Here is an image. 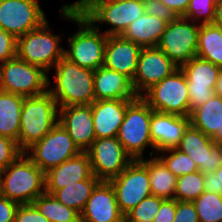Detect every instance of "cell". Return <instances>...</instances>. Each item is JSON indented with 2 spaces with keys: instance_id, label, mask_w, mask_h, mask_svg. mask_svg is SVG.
Segmentation results:
<instances>
[{
  "instance_id": "1",
  "label": "cell",
  "mask_w": 222,
  "mask_h": 222,
  "mask_svg": "<svg viewBox=\"0 0 222 222\" xmlns=\"http://www.w3.org/2000/svg\"><path fill=\"white\" fill-rule=\"evenodd\" d=\"M60 14L65 20L78 25V30L66 39L69 49H64V56L85 69L94 71L101 67L108 35L84 17L78 7L62 6Z\"/></svg>"
},
{
  "instance_id": "2",
  "label": "cell",
  "mask_w": 222,
  "mask_h": 222,
  "mask_svg": "<svg viewBox=\"0 0 222 222\" xmlns=\"http://www.w3.org/2000/svg\"><path fill=\"white\" fill-rule=\"evenodd\" d=\"M55 85L48 76L47 91L59 107L91 105L95 99L94 71L82 68L63 56L55 65Z\"/></svg>"
},
{
  "instance_id": "3",
  "label": "cell",
  "mask_w": 222,
  "mask_h": 222,
  "mask_svg": "<svg viewBox=\"0 0 222 222\" xmlns=\"http://www.w3.org/2000/svg\"><path fill=\"white\" fill-rule=\"evenodd\" d=\"M45 191V173L23 152L0 172V195L31 204Z\"/></svg>"
},
{
  "instance_id": "4",
  "label": "cell",
  "mask_w": 222,
  "mask_h": 222,
  "mask_svg": "<svg viewBox=\"0 0 222 222\" xmlns=\"http://www.w3.org/2000/svg\"><path fill=\"white\" fill-rule=\"evenodd\" d=\"M59 106L51 94L46 93L24 97L18 146L25 152L35 142L40 141L57 123Z\"/></svg>"
},
{
  "instance_id": "5",
  "label": "cell",
  "mask_w": 222,
  "mask_h": 222,
  "mask_svg": "<svg viewBox=\"0 0 222 222\" xmlns=\"http://www.w3.org/2000/svg\"><path fill=\"white\" fill-rule=\"evenodd\" d=\"M78 9L97 29L104 23L110 29L103 33L121 36L126 28L144 14L143 3L138 0H84Z\"/></svg>"
},
{
  "instance_id": "6",
  "label": "cell",
  "mask_w": 222,
  "mask_h": 222,
  "mask_svg": "<svg viewBox=\"0 0 222 222\" xmlns=\"http://www.w3.org/2000/svg\"><path fill=\"white\" fill-rule=\"evenodd\" d=\"M153 111L141 97H137L127 106L117 138L133 160L142 159L147 147L153 148L149 157L157 154L150 133Z\"/></svg>"
},
{
  "instance_id": "7",
  "label": "cell",
  "mask_w": 222,
  "mask_h": 222,
  "mask_svg": "<svg viewBox=\"0 0 222 222\" xmlns=\"http://www.w3.org/2000/svg\"><path fill=\"white\" fill-rule=\"evenodd\" d=\"M51 31L47 20L39 28L18 37L17 57L29 64L40 66L49 73L64 56L65 49L59 45L62 36Z\"/></svg>"
},
{
  "instance_id": "8",
  "label": "cell",
  "mask_w": 222,
  "mask_h": 222,
  "mask_svg": "<svg viewBox=\"0 0 222 222\" xmlns=\"http://www.w3.org/2000/svg\"><path fill=\"white\" fill-rule=\"evenodd\" d=\"M48 73L40 66L29 64L17 56L0 64V90L23 97L47 92Z\"/></svg>"
},
{
  "instance_id": "9",
  "label": "cell",
  "mask_w": 222,
  "mask_h": 222,
  "mask_svg": "<svg viewBox=\"0 0 222 222\" xmlns=\"http://www.w3.org/2000/svg\"><path fill=\"white\" fill-rule=\"evenodd\" d=\"M141 98L156 112L190 116L187 81L180 68L153 85Z\"/></svg>"
},
{
  "instance_id": "10",
  "label": "cell",
  "mask_w": 222,
  "mask_h": 222,
  "mask_svg": "<svg viewBox=\"0 0 222 222\" xmlns=\"http://www.w3.org/2000/svg\"><path fill=\"white\" fill-rule=\"evenodd\" d=\"M80 152L71 136L58 122L40 141L35 142L24 153L46 173Z\"/></svg>"
},
{
  "instance_id": "11",
  "label": "cell",
  "mask_w": 222,
  "mask_h": 222,
  "mask_svg": "<svg viewBox=\"0 0 222 222\" xmlns=\"http://www.w3.org/2000/svg\"><path fill=\"white\" fill-rule=\"evenodd\" d=\"M200 24L183 16L168 23L157 45L179 68L196 56Z\"/></svg>"
},
{
  "instance_id": "12",
  "label": "cell",
  "mask_w": 222,
  "mask_h": 222,
  "mask_svg": "<svg viewBox=\"0 0 222 222\" xmlns=\"http://www.w3.org/2000/svg\"><path fill=\"white\" fill-rule=\"evenodd\" d=\"M149 181L148 169L139 159L133 160L118 176L109 180L124 216L152 195Z\"/></svg>"
},
{
  "instance_id": "13",
  "label": "cell",
  "mask_w": 222,
  "mask_h": 222,
  "mask_svg": "<svg viewBox=\"0 0 222 222\" xmlns=\"http://www.w3.org/2000/svg\"><path fill=\"white\" fill-rule=\"evenodd\" d=\"M86 152L92 174L101 181L118 176L133 161L117 137L96 138Z\"/></svg>"
},
{
  "instance_id": "14",
  "label": "cell",
  "mask_w": 222,
  "mask_h": 222,
  "mask_svg": "<svg viewBox=\"0 0 222 222\" xmlns=\"http://www.w3.org/2000/svg\"><path fill=\"white\" fill-rule=\"evenodd\" d=\"M47 21L39 0L0 2V27L16 38L35 30Z\"/></svg>"
},
{
  "instance_id": "15",
  "label": "cell",
  "mask_w": 222,
  "mask_h": 222,
  "mask_svg": "<svg viewBox=\"0 0 222 222\" xmlns=\"http://www.w3.org/2000/svg\"><path fill=\"white\" fill-rule=\"evenodd\" d=\"M187 81L190 113L215 94L214 88L221 67L195 56L180 67Z\"/></svg>"
},
{
  "instance_id": "16",
  "label": "cell",
  "mask_w": 222,
  "mask_h": 222,
  "mask_svg": "<svg viewBox=\"0 0 222 222\" xmlns=\"http://www.w3.org/2000/svg\"><path fill=\"white\" fill-rule=\"evenodd\" d=\"M179 67L158 47H142L132 87L141 97L153 85L161 82Z\"/></svg>"
},
{
  "instance_id": "17",
  "label": "cell",
  "mask_w": 222,
  "mask_h": 222,
  "mask_svg": "<svg viewBox=\"0 0 222 222\" xmlns=\"http://www.w3.org/2000/svg\"><path fill=\"white\" fill-rule=\"evenodd\" d=\"M188 154L203 174L212 173L222 164V144L189 125L177 147Z\"/></svg>"
},
{
  "instance_id": "18",
  "label": "cell",
  "mask_w": 222,
  "mask_h": 222,
  "mask_svg": "<svg viewBox=\"0 0 222 222\" xmlns=\"http://www.w3.org/2000/svg\"><path fill=\"white\" fill-rule=\"evenodd\" d=\"M81 222H125L117 205L116 193L109 181H101L80 213Z\"/></svg>"
},
{
  "instance_id": "19",
  "label": "cell",
  "mask_w": 222,
  "mask_h": 222,
  "mask_svg": "<svg viewBox=\"0 0 222 222\" xmlns=\"http://www.w3.org/2000/svg\"><path fill=\"white\" fill-rule=\"evenodd\" d=\"M58 122L81 151H86L96 139L91 105L59 107Z\"/></svg>"
},
{
  "instance_id": "20",
  "label": "cell",
  "mask_w": 222,
  "mask_h": 222,
  "mask_svg": "<svg viewBox=\"0 0 222 222\" xmlns=\"http://www.w3.org/2000/svg\"><path fill=\"white\" fill-rule=\"evenodd\" d=\"M190 125V118L177 114L153 111L150 121V133L154 151L177 148L184 131Z\"/></svg>"
},
{
  "instance_id": "21",
  "label": "cell",
  "mask_w": 222,
  "mask_h": 222,
  "mask_svg": "<svg viewBox=\"0 0 222 222\" xmlns=\"http://www.w3.org/2000/svg\"><path fill=\"white\" fill-rule=\"evenodd\" d=\"M134 99L95 100L91 104L96 138L117 137L127 106Z\"/></svg>"
},
{
  "instance_id": "22",
  "label": "cell",
  "mask_w": 222,
  "mask_h": 222,
  "mask_svg": "<svg viewBox=\"0 0 222 222\" xmlns=\"http://www.w3.org/2000/svg\"><path fill=\"white\" fill-rule=\"evenodd\" d=\"M92 175L91 163L86 151L64 161L45 173V191L52 195L67 185L87 180Z\"/></svg>"
},
{
  "instance_id": "23",
  "label": "cell",
  "mask_w": 222,
  "mask_h": 222,
  "mask_svg": "<svg viewBox=\"0 0 222 222\" xmlns=\"http://www.w3.org/2000/svg\"><path fill=\"white\" fill-rule=\"evenodd\" d=\"M141 49L140 45L122 36H108L103 66L124 74L132 81Z\"/></svg>"
},
{
  "instance_id": "24",
  "label": "cell",
  "mask_w": 222,
  "mask_h": 222,
  "mask_svg": "<svg viewBox=\"0 0 222 222\" xmlns=\"http://www.w3.org/2000/svg\"><path fill=\"white\" fill-rule=\"evenodd\" d=\"M94 93L96 100L136 99L131 80L105 66L94 70Z\"/></svg>"
},
{
  "instance_id": "25",
  "label": "cell",
  "mask_w": 222,
  "mask_h": 222,
  "mask_svg": "<svg viewBox=\"0 0 222 222\" xmlns=\"http://www.w3.org/2000/svg\"><path fill=\"white\" fill-rule=\"evenodd\" d=\"M190 125L206 136L212 138L217 144H221L222 131V98L213 95L203 105L190 113Z\"/></svg>"
},
{
  "instance_id": "26",
  "label": "cell",
  "mask_w": 222,
  "mask_h": 222,
  "mask_svg": "<svg viewBox=\"0 0 222 222\" xmlns=\"http://www.w3.org/2000/svg\"><path fill=\"white\" fill-rule=\"evenodd\" d=\"M167 22L144 13L132 22L121 35L141 47H157Z\"/></svg>"
},
{
  "instance_id": "27",
  "label": "cell",
  "mask_w": 222,
  "mask_h": 222,
  "mask_svg": "<svg viewBox=\"0 0 222 222\" xmlns=\"http://www.w3.org/2000/svg\"><path fill=\"white\" fill-rule=\"evenodd\" d=\"M148 169L151 194L163 199H174L177 177L155 155L139 159Z\"/></svg>"
},
{
  "instance_id": "28",
  "label": "cell",
  "mask_w": 222,
  "mask_h": 222,
  "mask_svg": "<svg viewBox=\"0 0 222 222\" xmlns=\"http://www.w3.org/2000/svg\"><path fill=\"white\" fill-rule=\"evenodd\" d=\"M24 97L0 90V135L18 144L20 120Z\"/></svg>"
},
{
  "instance_id": "29",
  "label": "cell",
  "mask_w": 222,
  "mask_h": 222,
  "mask_svg": "<svg viewBox=\"0 0 222 222\" xmlns=\"http://www.w3.org/2000/svg\"><path fill=\"white\" fill-rule=\"evenodd\" d=\"M196 56L222 68V28L213 24H200Z\"/></svg>"
},
{
  "instance_id": "30",
  "label": "cell",
  "mask_w": 222,
  "mask_h": 222,
  "mask_svg": "<svg viewBox=\"0 0 222 222\" xmlns=\"http://www.w3.org/2000/svg\"><path fill=\"white\" fill-rule=\"evenodd\" d=\"M100 182L101 180L92 174L87 180H82L56 190L52 196L80 214L93 190Z\"/></svg>"
},
{
  "instance_id": "31",
  "label": "cell",
  "mask_w": 222,
  "mask_h": 222,
  "mask_svg": "<svg viewBox=\"0 0 222 222\" xmlns=\"http://www.w3.org/2000/svg\"><path fill=\"white\" fill-rule=\"evenodd\" d=\"M33 204L50 222H81L80 214L48 193L39 195Z\"/></svg>"
},
{
  "instance_id": "32",
  "label": "cell",
  "mask_w": 222,
  "mask_h": 222,
  "mask_svg": "<svg viewBox=\"0 0 222 222\" xmlns=\"http://www.w3.org/2000/svg\"><path fill=\"white\" fill-rule=\"evenodd\" d=\"M204 192V174L200 171L177 177L174 199L193 202Z\"/></svg>"
},
{
  "instance_id": "33",
  "label": "cell",
  "mask_w": 222,
  "mask_h": 222,
  "mask_svg": "<svg viewBox=\"0 0 222 222\" xmlns=\"http://www.w3.org/2000/svg\"><path fill=\"white\" fill-rule=\"evenodd\" d=\"M193 203L200 222H222V195L204 191Z\"/></svg>"
},
{
  "instance_id": "34",
  "label": "cell",
  "mask_w": 222,
  "mask_h": 222,
  "mask_svg": "<svg viewBox=\"0 0 222 222\" xmlns=\"http://www.w3.org/2000/svg\"><path fill=\"white\" fill-rule=\"evenodd\" d=\"M156 155L176 177L199 171L197 165L189 155L177 148L159 151Z\"/></svg>"
},
{
  "instance_id": "35",
  "label": "cell",
  "mask_w": 222,
  "mask_h": 222,
  "mask_svg": "<svg viewBox=\"0 0 222 222\" xmlns=\"http://www.w3.org/2000/svg\"><path fill=\"white\" fill-rule=\"evenodd\" d=\"M165 199L149 196L125 215V222H153Z\"/></svg>"
},
{
  "instance_id": "36",
  "label": "cell",
  "mask_w": 222,
  "mask_h": 222,
  "mask_svg": "<svg viewBox=\"0 0 222 222\" xmlns=\"http://www.w3.org/2000/svg\"><path fill=\"white\" fill-rule=\"evenodd\" d=\"M216 2L217 0H190L188 9L183 17L198 24L213 23Z\"/></svg>"
},
{
  "instance_id": "37",
  "label": "cell",
  "mask_w": 222,
  "mask_h": 222,
  "mask_svg": "<svg viewBox=\"0 0 222 222\" xmlns=\"http://www.w3.org/2000/svg\"><path fill=\"white\" fill-rule=\"evenodd\" d=\"M22 153L23 151L15 140L0 135V172L14 162Z\"/></svg>"
},
{
  "instance_id": "38",
  "label": "cell",
  "mask_w": 222,
  "mask_h": 222,
  "mask_svg": "<svg viewBox=\"0 0 222 222\" xmlns=\"http://www.w3.org/2000/svg\"><path fill=\"white\" fill-rule=\"evenodd\" d=\"M144 13L156 16L167 23L172 22L177 16L160 0H143Z\"/></svg>"
},
{
  "instance_id": "39",
  "label": "cell",
  "mask_w": 222,
  "mask_h": 222,
  "mask_svg": "<svg viewBox=\"0 0 222 222\" xmlns=\"http://www.w3.org/2000/svg\"><path fill=\"white\" fill-rule=\"evenodd\" d=\"M17 56V38L0 27V64Z\"/></svg>"
},
{
  "instance_id": "40",
  "label": "cell",
  "mask_w": 222,
  "mask_h": 222,
  "mask_svg": "<svg viewBox=\"0 0 222 222\" xmlns=\"http://www.w3.org/2000/svg\"><path fill=\"white\" fill-rule=\"evenodd\" d=\"M15 222H50L31 204H20L16 212Z\"/></svg>"
},
{
  "instance_id": "41",
  "label": "cell",
  "mask_w": 222,
  "mask_h": 222,
  "mask_svg": "<svg viewBox=\"0 0 222 222\" xmlns=\"http://www.w3.org/2000/svg\"><path fill=\"white\" fill-rule=\"evenodd\" d=\"M173 222H200L194 203L177 201V209Z\"/></svg>"
},
{
  "instance_id": "42",
  "label": "cell",
  "mask_w": 222,
  "mask_h": 222,
  "mask_svg": "<svg viewBox=\"0 0 222 222\" xmlns=\"http://www.w3.org/2000/svg\"><path fill=\"white\" fill-rule=\"evenodd\" d=\"M204 191L222 195V164L214 172L204 174Z\"/></svg>"
},
{
  "instance_id": "43",
  "label": "cell",
  "mask_w": 222,
  "mask_h": 222,
  "mask_svg": "<svg viewBox=\"0 0 222 222\" xmlns=\"http://www.w3.org/2000/svg\"><path fill=\"white\" fill-rule=\"evenodd\" d=\"M177 209L176 199H165L159 208L153 222H173L175 218V212Z\"/></svg>"
},
{
  "instance_id": "44",
  "label": "cell",
  "mask_w": 222,
  "mask_h": 222,
  "mask_svg": "<svg viewBox=\"0 0 222 222\" xmlns=\"http://www.w3.org/2000/svg\"><path fill=\"white\" fill-rule=\"evenodd\" d=\"M19 205L17 202L0 195V222H14Z\"/></svg>"
},
{
  "instance_id": "45",
  "label": "cell",
  "mask_w": 222,
  "mask_h": 222,
  "mask_svg": "<svg viewBox=\"0 0 222 222\" xmlns=\"http://www.w3.org/2000/svg\"><path fill=\"white\" fill-rule=\"evenodd\" d=\"M164 5H166L170 10L175 13L177 17L184 16L190 0H160Z\"/></svg>"
},
{
  "instance_id": "46",
  "label": "cell",
  "mask_w": 222,
  "mask_h": 222,
  "mask_svg": "<svg viewBox=\"0 0 222 222\" xmlns=\"http://www.w3.org/2000/svg\"><path fill=\"white\" fill-rule=\"evenodd\" d=\"M213 24L222 28V0H217L215 4V17Z\"/></svg>"
},
{
  "instance_id": "47",
  "label": "cell",
  "mask_w": 222,
  "mask_h": 222,
  "mask_svg": "<svg viewBox=\"0 0 222 222\" xmlns=\"http://www.w3.org/2000/svg\"><path fill=\"white\" fill-rule=\"evenodd\" d=\"M215 95L220 96L222 98V68L218 75V79L214 88Z\"/></svg>"
},
{
  "instance_id": "48",
  "label": "cell",
  "mask_w": 222,
  "mask_h": 222,
  "mask_svg": "<svg viewBox=\"0 0 222 222\" xmlns=\"http://www.w3.org/2000/svg\"><path fill=\"white\" fill-rule=\"evenodd\" d=\"M84 0H77L74 3L70 4H63L62 6H68V7H78Z\"/></svg>"
}]
</instances>
